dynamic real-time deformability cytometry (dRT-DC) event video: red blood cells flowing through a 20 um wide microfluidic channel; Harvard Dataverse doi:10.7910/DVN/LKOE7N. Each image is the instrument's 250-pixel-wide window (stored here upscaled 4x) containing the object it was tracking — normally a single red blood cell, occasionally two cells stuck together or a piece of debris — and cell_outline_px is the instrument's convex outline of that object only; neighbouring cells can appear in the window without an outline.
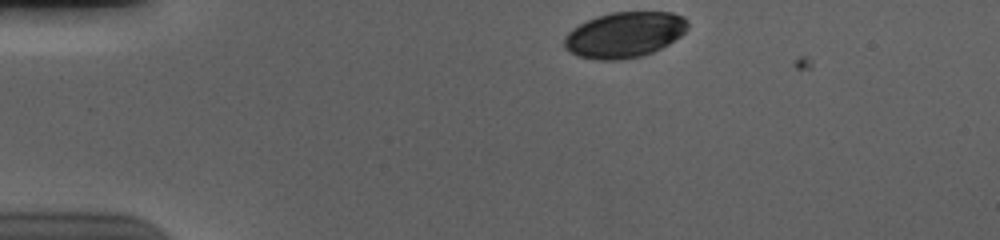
{"species": "human", "species_latin": "Homo sapiens", "temperature_condition": "cold", "stored_images_in_passage": 46, "camera_frame_rate_fps": 3000, "um_per_image_px": 0.085, "donor": {"sex": "male"}, "frame": {"image": 1, "passage_image": 1, "time_ms": 0.0, "image_size_px": [1000, 240], "cell_outline_px": [[688, 28], [680, 36], [668, 44], [652, 52], [640, 56], [620, 60], [596, 60], [576, 56], [564, 48], [564, 36], [572, 28], [596, 16], [612, 12], [672, 12], [684, 16], [688, 20]], "centroid_in_image_um": [53.06, 2.95], "position_along_channel_um": 31.9, "area_um2": 33.0}}
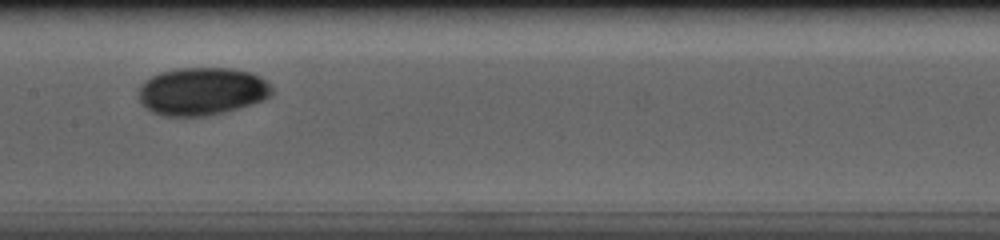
{"frame": {"image": 2, "passage_image": 19, "time_ms": 6.0, "image_size_px": [1000, 240], "cell_outline_px": [[272, 92], [264, 100], [252, 104], [224, 112], [204, 116], [164, 116], [152, 112], [144, 108], [140, 104], [140, 84], [144, 80], [160, 72], [176, 68], [232, 68], [252, 72], [260, 76], [272, 88]], "centroid_in_image_um": [17.14, 7.76], "position_along_channel_um": 190.3, "area_um2": 37.28}}
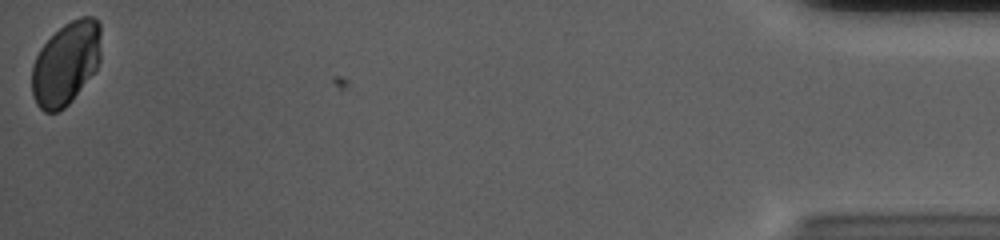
{"frame": {"image": 3, "passage_image": 46, "time_ms": 15.0, "image_size_px": [1000, 240], "cell_outline_px": [[100, 60], [96, 72], [72, 100], [64, 108], [56, 112], [44, 112], [36, 104], [32, 96], [32, 64], [40, 48], [64, 24], [80, 16], [92, 16], [100, 24]], "centroid_in_image_um": [5.61, 5.41], "position_along_channel_um": 429.6, "area_um2": 33.7}, "authors_computed_cell_mechanics": {"area_um2": 35.6915, "velocity_mm_per_s": 3.6692, "shape_relaxation_time_tau1_ms": 3.8697, "shape_relaxation_time_tau2_ms": null, "deformation_change_tau1": 0.0879, "deformation_change_tau2": null}}